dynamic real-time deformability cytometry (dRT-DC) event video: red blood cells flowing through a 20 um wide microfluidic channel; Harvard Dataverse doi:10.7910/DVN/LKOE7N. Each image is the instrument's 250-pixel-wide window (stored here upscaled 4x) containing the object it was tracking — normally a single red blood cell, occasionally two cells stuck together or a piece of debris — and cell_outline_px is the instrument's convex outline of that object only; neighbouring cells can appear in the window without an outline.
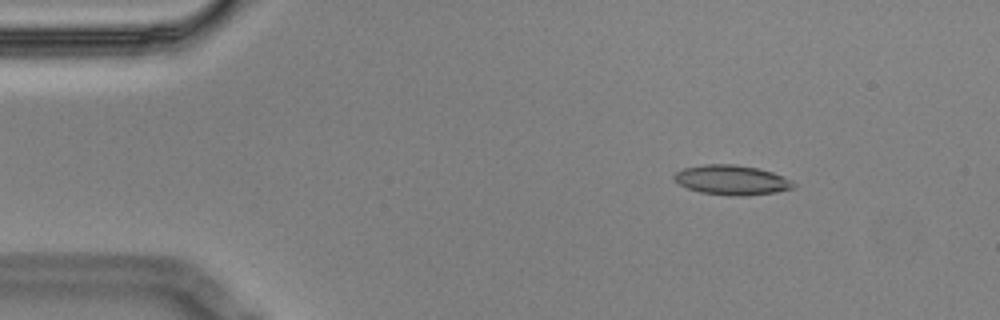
{"species": "Egyptian fruit bat (a non-hibernating species)", "species_latin": "Rousettus aegyptiacus", "temperature_condition": "cold", "stored_images_in_passage": 6, "camera_frame_rate_fps": 3000, "um_per_image_px": 0.085, "animal": {"sex": "male"}, "frame": {"image": 1, "passage_image": 3, "time_ms": 0.667, "image_size_px": [1000, 320], "cell_outline_px": [[796, 188], [776, 192], [748, 196], [732, 196], [700, 192], [688, 188], [680, 184], [672, 176], [676, 172], [684, 168], [704, 164], [736, 164], [756, 168], [772, 172], [796, 184]], "centroid_in_image_um": [62.2, 15.31], "position_along_channel_um": 22.8, "area_um2": 20.58}}